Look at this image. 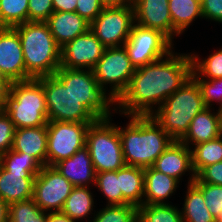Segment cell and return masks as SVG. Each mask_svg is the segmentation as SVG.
I'll list each match as a JSON object with an SVG mask.
<instances>
[{
  "instance_id": "obj_17",
  "label": "cell",
  "mask_w": 222,
  "mask_h": 222,
  "mask_svg": "<svg viewBox=\"0 0 222 222\" xmlns=\"http://www.w3.org/2000/svg\"><path fill=\"white\" fill-rule=\"evenodd\" d=\"M152 167L165 175L175 178L179 183L182 175L186 172L191 173L188 184H191L196 179V174L192 167L191 148L177 140H174L155 160Z\"/></svg>"
},
{
  "instance_id": "obj_3",
  "label": "cell",
  "mask_w": 222,
  "mask_h": 222,
  "mask_svg": "<svg viewBox=\"0 0 222 222\" xmlns=\"http://www.w3.org/2000/svg\"><path fill=\"white\" fill-rule=\"evenodd\" d=\"M19 35L26 80L54 75L61 67V48L46 22H25L13 27Z\"/></svg>"
},
{
  "instance_id": "obj_22",
  "label": "cell",
  "mask_w": 222,
  "mask_h": 222,
  "mask_svg": "<svg viewBox=\"0 0 222 222\" xmlns=\"http://www.w3.org/2000/svg\"><path fill=\"white\" fill-rule=\"evenodd\" d=\"M34 179L30 172H8L0 165V197L7 204L33 198Z\"/></svg>"
},
{
  "instance_id": "obj_41",
  "label": "cell",
  "mask_w": 222,
  "mask_h": 222,
  "mask_svg": "<svg viewBox=\"0 0 222 222\" xmlns=\"http://www.w3.org/2000/svg\"><path fill=\"white\" fill-rule=\"evenodd\" d=\"M196 177L202 183L222 186V161L205 167Z\"/></svg>"
},
{
  "instance_id": "obj_14",
  "label": "cell",
  "mask_w": 222,
  "mask_h": 222,
  "mask_svg": "<svg viewBox=\"0 0 222 222\" xmlns=\"http://www.w3.org/2000/svg\"><path fill=\"white\" fill-rule=\"evenodd\" d=\"M104 50L105 47L90 29L61 48V67L92 70Z\"/></svg>"
},
{
  "instance_id": "obj_37",
  "label": "cell",
  "mask_w": 222,
  "mask_h": 222,
  "mask_svg": "<svg viewBox=\"0 0 222 222\" xmlns=\"http://www.w3.org/2000/svg\"><path fill=\"white\" fill-rule=\"evenodd\" d=\"M201 91L204 105L211 108L216 101L219 109L222 107V78L219 79H195Z\"/></svg>"
},
{
  "instance_id": "obj_8",
  "label": "cell",
  "mask_w": 222,
  "mask_h": 222,
  "mask_svg": "<svg viewBox=\"0 0 222 222\" xmlns=\"http://www.w3.org/2000/svg\"><path fill=\"white\" fill-rule=\"evenodd\" d=\"M37 79L45 92L48 121L95 123L98 120L55 75Z\"/></svg>"
},
{
  "instance_id": "obj_39",
  "label": "cell",
  "mask_w": 222,
  "mask_h": 222,
  "mask_svg": "<svg viewBox=\"0 0 222 222\" xmlns=\"http://www.w3.org/2000/svg\"><path fill=\"white\" fill-rule=\"evenodd\" d=\"M54 12L52 0H29L28 21L46 22Z\"/></svg>"
},
{
  "instance_id": "obj_32",
  "label": "cell",
  "mask_w": 222,
  "mask_h": 222,
  "mask_svg": "<svg viewBox=\"0 0 222 222\" xmlns=\"http://www.w3.org/2000/svg\"><path fill=\"white\" fill-rule=\"evenodd\" d=\"M29 0H0V27H15L28 22Z\"/></svg>"
},
{
  "instance_id": "obj_31",
  "label": "cell",
  "mask_w": 222,
  "mask_h": 222,
  "mask_svg": "<svg viewBox=\"0 0 222 222\" xmlns=\"http://www.w3.org/2000/svg\"><path fill=\"white\" fill-rule=\"evenodd\" d=\"M48 212L41 210L30 198L9 204L8 222H47Z\"/></svg>"
},
{
  "instance_id": "obj_38",
  "label": "cell",
  "mask_w": 222,
  "mask_h": 222,
  "mask_svg": "<svg viewBox=\"0 0 222 222\" xmlns=\"http://www.w3.org/2000/svg\"><path fill=\"white\" fill-rule=\"evenodd\" d=\"M16 127L9 115L0 110V155L8 152L12 148Z\"/></svg>"
},
{
  "instance_id": "obj_16",
  "label": "cell",
  "mask_w": 222,
  "mask_h": 222,
  "mask_svg": "<svg viewBox=\"0 0 222 222\" xmlns=\"http://www.w3.org/2000/svg\"><path fill=\"white\" fill-rule=\"evenodd\" d=\"M169 0H133L135 23L162 32L172 42L181 35L174 27L169 10Z\"/></svg>"
},
{
  "instance_id": "obj_36",
  "label": "cell",
  "mask_w": 222,
  "mask_h": 222,
  "mask_svg": "<svg viewBox=\"0 0 222 222\" xmlns=\"http://www.w3.org/2000/svg\"><path fill=\"white\" fill-rule=\"evenodd\" d=\"M192 183L202 192L205 204L216 222H222V186L202 183L197 177Z\"/></svg>"
},
{
  "instance_id": "obj_34",
  "label": "cell",
  "mask_w": 222,
  "mask_h": 222,
  "mask_svg": "<svg viewBox=\"0 0 222 222\" xmlns=\"http://www.w3.org/2000/svg\"><path fill=\"white\" fill-rule=\"evenodd\" d=\"M95 186L108 200L107 205L129 204L122 196L117 171L96 173Z\"/></svg>"
},
{
  "instance_id": "obj_2",
  "label": "cell",
  "mask_w": 222,
  "mask_h": 222,
  "mask_svg": "<svg viewBox=\"0 0 222 222\" xmlns=\"http://www.w3.org/2000/svg\"><path fill=\"white\" fill-rule=\"evenodd\" d=\"M123 128L118 126L124 162L127 166L151 167L174 139L152 116H130Z\"/></svg>"
},
{
  "instance_id": "obj_6",
  "label": "cell",
  "mask_w": 222,
  "mask_h": 222,
  "mask_svg": "<svg viewBox=\"0 0 222 222\" xmlns=\"http://www.w3.org/2000/svg\"><path fill=\"white\" fill-rule=\"evenodd\" d=\"M110 121L111 116L97 120L87 129L85 146L96 173L117 171L126 165L118 126Z\"/></svg>"
},
{
  "instance_id": "obj_35",
  "label": "cell",
  "mask_w": 222,
  "mask_h": 222,
  "mask_svg": "<svg viewBox=\"0 0 222 222\" xmlns=\"http://www.w3.org/2000/svg\"><path fill=\"white\" fill-rule=\"evenodd\" d=\"M138 207L126 205H106L103 209L94 213L90 222H137Z\"/></svg>"
},
{
  "instance_id": "obj_45",
  "label": "cell",
  "mask_w": 222,
  "mask_h": 222,
  "mask_svg": "<svg viewBox=\"0 0 222 222\" xmlns=\"http://www.w3.org/2000/svg\"><path fill=\"white\" fill-rule=\"evenodd\" d=\"M47 222H75L62 212H48Z\"/></svg>"
},
{
  "instance_id": "obj_48",
  "label": "cell",
  "mask_w": 222,
  "mask_h": 222,
  "mask_svg": "<svg viewBox=\"0 0 222 222\" xmlns=\"http://www.w3.org/2000/svg\"><path fill=\"white\" fill-rule=\"evenodd\" d=\"M221 115V122H222V107L219 109Z\"/></svg>"
},
{
  "instance_id": "obj_44",
  "label": "cell",
  "mask_w": 222,
  "mask_h": 222,
  "mask_svg": "<svg viewBox=\"0 0 222 222\" xmlns=\"http://www.w3.org/2000/svg\"><path fill=\"white\" fill-rule=\"evenodd\" d=\"M77 0H52L54 12H75Z\"/></svg>"
},
{
  "instance_id": "obj_9",
  "label": "cell",
  "mask_w": 222,
  "mask_h": 222,
  "mask_svg": "<svg viewBox=\"0 0 222 222\" xmlns=\"http://www.w3.org/2000/svg\"><path fill=\"white\" fill-rule=\"evenodd\" d=\"M92 70L100 88L115 103L127 90L136 69L128 58L124 46H120L105 48L102 57ZM107 84L111 86L109 93L106 92Z\"/></svg>"
},
{
  "instance_id": "obj_43",
  "label": "cell",
  "mask_w": 222,
  "mask_h": 222,
  "mask_svg": "<svg viewBox=\"0 0 222 222\" xmlns=\"http://www.w3.org/2000/svg\"><path fill=\"white\" fill-rule=\"evenodd\" d=\"M12 82L0 75V110H4L9 99Z\"/></svg>"
},
{
  "instance_id": "obj_5",
  "label": "cell",
  "mask_w": 222,
  "mask_h": 222,
  "mask_svg": "<svg viewBox=\"0 0 222 222\" xmlns=\"http://www.w3.org/2000/svg\"><path fill=\"white\" fill-rule=\"evenodd\" d=\"M4 111L18 128L47 125L45 92L38 79L13 82Z\"/></svg>"
},
{
  "instance_id": "obj_12",
  "label": "cell",
  "mask_w": 222,
  "mask_h": 222,
  "mask_svg": "<svg viewBox=\"0 0 222 222\" xmlns=\"http://www.w3.org/2000/svg\"><path fill=\"white\" fill-rule=\"evenodd\" d=\"M135 23L133 5L104 7L90 29L105 48L123 46Z\"/></svg>"
},
{
  "instance_id": "obj_15",
  "label": "cell",
  "mask_w": 222,
  "mask_h": 222,
  "mask_svg": "<svg viewBox=\"0 0 222 222\" xmlns=\"http://www.w3.org/2000/svg\"><path fill=\"white\" fill-rule=\"evenodd\" d=\"M0 75L12 83L26 81V67L18 32L0 27Z\"/></svg>"
},
{
  "instance_id": "obj_20",
  "label": "cell",
  "mask_w": 222,
  "mask_h": 222,
  "mask_svg": "<svg viewBox=\"0 0 222 222\" xmlns=\"http://www.w3.org/2000/svg\"><path fill=\"white\" fill-rule=\"evenodd\" d=\"M46 23L60 48L90 30L91 24L77 12L68 11L53 12Z\"/></svg>"
},
{
  "instance_id": "obj_10",
  "label": "cell",
  "mask_w": 222,
  "mask_h": 222,
  "mask_svg": "<svg viewBox=\"0 0 222 222\" xmlns=\"http://www.w3.org/2000/svg\"><path fill=\"white\" fill-rule=\"evenodd\" d=\"M173 45L162 32L134 23L123 46L132 65L137 69L167 56L173 51Z\"/></svg>"
},
{
  "instance_id": "obj_23",
  "label": "cell",
  "mask_w": 222,
  "mask_h": 222,
  "mask_svg": "<svg viewBox=\"0 0 222 222\" xmlns=\"http://www.w3.org/2000/svg\"><path fill=\"white\" fill-rule=\"evenodd\" d=\"M179 182L164 173L155 170L152 166L144 169V196L143 205L167 204Z\"/></svg>"
},
{
  "instance_id": "obj_40",
  "label": "cell",
  "mask_w": 222,
  "mask_h": 222,
  "mask_svg": "<svg viewBox=\"0 0 222 222\" xmlns=\"http://www.w3.org/2000/svg\"><path fill=\"white\" fill-rule=\"evenodd\" d=\"M76 11L88 22H92L103 10L100 0H77Z\"/></svg>"
},
{
  "instance_id": "obj_30",
  "label": "cell",
  "mask_w": 222,
  "mask_h": 222,
  "mask_svg": "<svg viewBox=\"0 0 222 222\" xmlns=\"http://www.w3.org/2000/svg\"><path fill=\"white\" fill-rule=\"evenodd\" d=\"M139 222H184L180 208L167 204L141 205L138 207Z\"/></svg>"
},
{
  "instance_id": "obj_27",
  "label": "cell",
  "mask_w": 222,
  "mask_h": 222,
  "mask_svg": "<svg viewBox=\"0 0 222 222\" xmlns=\"http://www.w3.org/2000/svg\"><path fill=\"white\" fill-rule=\"evenodd\" d=\"M94 204L89 187H74L61 212L76 222L88 217L93 211Z\"/></svg>"
},
{
  "instance_id": "obj_21",
  "label": "cell",
  "mask_w": 222,
  "mask_h": 222,
  "mask_svg": "<svg viewBox=\"0 0 222 222\" xmlns=\"http://www.w3.org/2000/svg\"><path fill=\"white\" fill-rule=\"evenodd\" d=\"M11 149L29 154L42 167L46 166L47 125L16 129Z\"/></svg>"
},
{
  "instance_id": "obj_19",
  "label": "cell",
  "mask_w": 222,
  "mask_h": 222,
  "mask_svg": "<svg viewBox=\"0 0 222 222\" xmlns=\"http://www.w3.org/2000/svg\"><path fill=\"white\" fill-rule=\"evenodd\" d=\"M216 111L212 112V108L206 107L199 112L191 121L186 134L179 141L192 148L194 145L222 135L221 115L219 109Z\"/></svg>"
},
{
  "instance_id": "obj_25",
  "label": "cell",
  "mask_w": 222,
  "mask_h": 222,
  "mask_svg": "<svg viewBox=\"0 0 222 222\" xmlns=\"http://www.w3.org/2000/svg\"><path fill=\"white\" fill-rule=\"evenodd\" d=\"M181 215L184 222H216L205 204L202 192L193 183L187 186Z\"/></svg>"
},
{
  "instance_id": "obj_18",
  "label": "cell",
  "mask_w": 222,
  "mask_h": 222,
  "mask_svg": "<svg viewBox=\"0 0 222 222\" xmlns=\"http://www.w3.org/2000/svg\"><path fill=\"white\" fill-rule=\"evenodd\" d=\"M53 167L74 187L95 185L96 171L86 146L79 149L70 158L59 161Z\"/></svg>"
},
{
  "instance_id": "obj_7",
  "label": "cell",
  "mask_w": 222,
  "mask_h": 222,
  "mask_svg": "<svg viewBox=\"0 0 222 222\" xmlns=\"http://www.w3.org/2000/svg\"><path fill=\"white\" fill-rule=\"evenodd\" d=\"M98 120L110 117L115 103L100 88L93 70L60 67L54 74ZM112 105V106H111Z\"/></svg>"
},
{
  "instance_id": "obj_29",
  "label": "cell",
  "mask_w": 222,
  "mask_h": 222,
  "mask_svg": "<svg viewBox=\"0 0 222 222\" xmlns=\"http://www.w3.org/2000/svg\"><path fill=\"white\" fill-rule=\"evenodd\" d=\"M190 55L192 58L191 76L194 79L222 78V48L213 52L205 59H200L197 53H190Z\"/></svg>"
},
{
  "instance_id": "obj_42",
  "label": "cell",
  "mask_w": 222,
  "mask_h": 222,
  "mask_svg": "<svg viewBox=\"0 0 222 222\" xmlns=\"http://www.w3.org/2000/svg\"><path fill=\"white\" fill-rule=\"evenodd\" d=\"M201 7L204 19L222 23V0H201Z\"/></svg>"
},
{
  "instance_id": "obj_47",
  "label": "cell",
  "mask_w": 222,
  "mask_h": 222,
  "mask_svg": "<svg viewBox=\"0 0 222 222\" xmlns=\"http://www.w3.org/2000/svg\"><path fill=\"white\" fill-rule=\"evenodd\" d=\"M9 204L0 197V222H8Z\"/></svg>"
},
{
  "instance_id": "obj_1",
  "label": "cell",
  "mask_w": 222,
  "mask_h": 222,
  "mask_svg": "<svg viewBox=\"0 0 222 222\" xmlns=\"http://www.w3.org/2000/svg\"><path fill=\"white\" fill-rule=\"evenodd\" d=\"M192 73L189 53H174L137 68L127 90L115 102L114 112L130 116H151L177 91ZM116 106V107H115ZM155 106V107H153Z\"/></svg>"
},
{
  "instance_id": "obj_46",
  "label": "cell",
  "mask_w": 222,
  "mask_h": 222,
  "mask_svg": "<svg viewBox=\"0 0 222 222\" xmlns=\"http://www.w3.org/2000/svg\"><path fill=\"white\" fill-rule=\"evenodd\" d=\"M104 7H122L132 5L133 0H100Z\"/></svg>"
},
{
  "instance_id": "obj_13",
  "label": "cell",
  "mask_w": 222,
  "mask_h": 222,
  "mask_svg": "<svg viewBox=\"0 0 222 222\" xmlns=\"http://www.w3.org/2000/svg\"><path fill=\"white\" fill-rule=\"evenodd\" d=\"M73 188L53 166L46 165L34 179L32 199L45 212H61Z\"/></svg>"
},
{
  "instance_id": "obj_26",
  "label": "cell",
  "mask_w": 222,
  "mask_h": 222,
  "mask_svg": "<svg viewBox=\"0 0 222 222\" xmlns=\"http://www.w3.org/2000/svg\"><path fill=\"white\" fill-rule=\"evenodd\" d=\"M169 10L173 27L182 34L195 18L202 16L201 1L199 0H169Z\"/></svg>"
},
{
  "instance_id": "obj_24",
  "label": "cell",
  "mask_w": 222,
  "mask_h": 222,
  "mask_svg": "<svg viewBox=\"0 0 222 222\" xmlns=\"http://www.w3.org/2000/svg\"><path fill=\"white\" fill-rule=\"evenodd\" d=\"M123 198L131 205H143L144 168L127 166L117 170Z\"/></svg>"
},
{
  "instance_id": "obj_28",
  "label": "cell",
  "mask_w": 222,
  "mask_h": 222,
  "mask_svg": "<svg viewBox=\"0 0 222 222\" xmlns=\"http://www.w3.org/2000/svg\"><path fill=\"white\" fill-rule=\"evenodd\" d=\"M192 167L196 176L207 166L222 161V135L193 146Z\"/></svg>"
},
{
  "instance_id": "obj_11",
  "label": "cell",
  "mask_w": 222,
  "mask_h": 222,
  "mask_svg": "<svg viewBox=\"0 0 222 222\" xmlns=\"http://www.w3.org/2000/svg\"><path fill=\"white\" fill-rule=\"evenodd\" d=\"M93 123L47 122V166L70 158L86 143L87 129Z\"/></svg>"
},
{
  "instance_id": "obj_4",
  "label": "cell",
  "mask_w": 222,
  "mask_h": 222,
  "mask_svg": "<svg viewBox=\"0 0 222 222\" xmlns=\"http://www.w3.org/2000/svg\"><path fill=\"white\" fill-rule=\"evenodd\" d=\"M205 108L198 83L191 76L151 116L168 135L179 141L193 118Z\"/></svg>"
},
{
  "instance_id": "obj_33",
  "label": "cell",
  "mask_w": 222,
  "mask_h": 222,
  "mask_svg": "<svg viewBox=\"0 0 222 222\" xmlns=\"http://www.w3.org/2000/svg\"><path fill=\"white\" fill-rule=\"evenodd\" d=\"M0 165L8 172H30L35 177L42 166L29 154L10 149L0 155Z\"/></svg>"
}]
</instances>
